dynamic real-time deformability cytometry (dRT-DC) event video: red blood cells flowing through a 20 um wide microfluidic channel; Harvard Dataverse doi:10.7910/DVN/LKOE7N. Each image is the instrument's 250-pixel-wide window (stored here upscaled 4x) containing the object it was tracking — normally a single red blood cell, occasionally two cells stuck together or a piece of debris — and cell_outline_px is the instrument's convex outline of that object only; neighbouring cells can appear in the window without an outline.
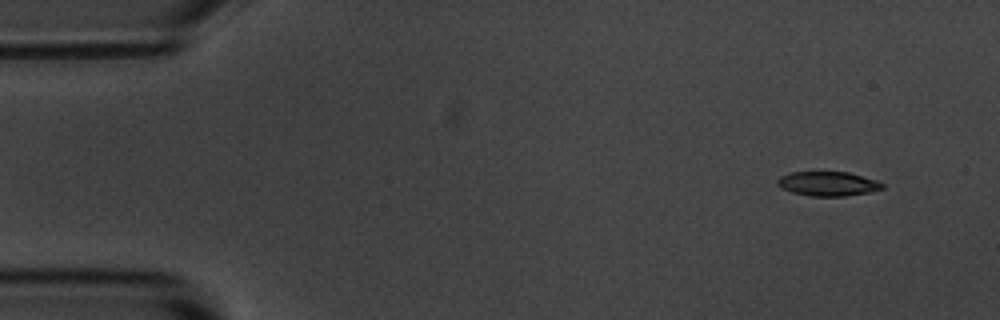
{"species": "common noctule bat (a hibernating species)", "species_latin": "Nyctalus noctula", "temperature_condition": "room temperature", "stored_images_in_passage": 4, "camera_frame_rate_fps": 3000, "um_per_image_px": 0.085, "animal": {"sex": "male", "body_mass_g": 20.1, "forearm_length_mm": 53.5}, "frame": {"image": 1, "passage_image": 1, "time_ms": 0.0, "image_size_px": [1000, 320], "cell_outline_px": [[884, 188], [872, 192], [844, 196], [812, 196], [792, 192], [780, 188], [776, 184], [776, 180], [780, 176], [792, 172], [848, 172], [876, 180], [884, 184]], "centroid_in_image_um": [70.36, 15.62], "position_along_channel_um": 14.6, "area_um2": 14.97}}
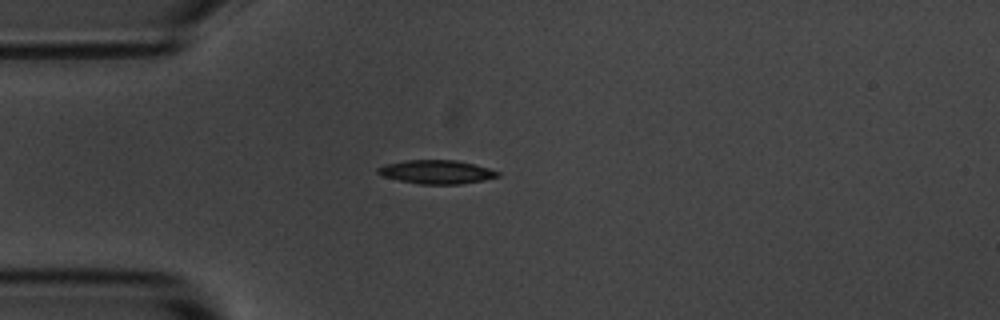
{"frame": {"image": 2, "passage_image": 3, "time_ms": 3.333, "image_size_px": [1000, 320], "cell_outline_px": [[500, 176], [484, 180], [460, 184], [420, 184], [380, 176], [376, 172], [376, 168], [384, 164], [408, 160], [456, 160], [488, 168], [500, 172]], "centroid_in_image_um": [37.07, 14.61], "position_along_channel_um": 47.9, "area_um2": 16.53}}